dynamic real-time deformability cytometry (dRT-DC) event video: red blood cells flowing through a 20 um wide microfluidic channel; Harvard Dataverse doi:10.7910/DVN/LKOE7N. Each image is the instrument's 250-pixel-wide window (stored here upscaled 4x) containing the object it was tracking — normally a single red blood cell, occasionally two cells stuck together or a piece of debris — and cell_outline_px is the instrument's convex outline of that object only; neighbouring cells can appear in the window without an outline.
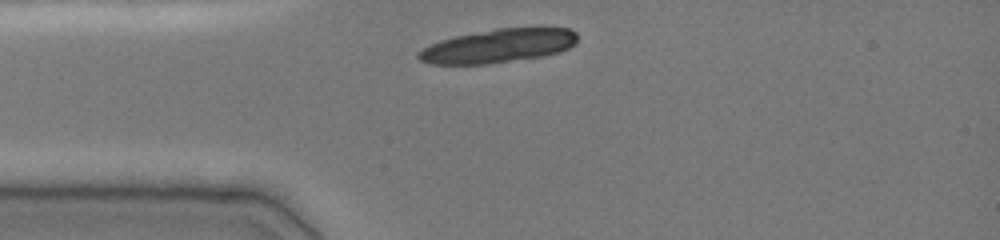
{"species": "common noctule bat (a hibernating species)", "species_latin": "Nyctalus noctula", "temperature_condition": "cold", "stored_images_in_passage": 2, "camera_frame_rate_fps": 3000, "um_per_image_px": 0.085, "animal": {"sex": "female", "body_mass_g": 19.0, "forearm_length_mm": 51.5}, "frame": {"image": 1, "passage_image": 1, "time_ms": 0.0, "image_size_px": [1000, 240], "cell_outline_px": [[576, 44], [560, 52], [544, 56], [488, 64], [428, 64], [420, 60], [416, 56], [416, 52], [440, 40], [456, 36], [496, 28], [568, 28], [576, 32]], "centroid_in_image_um": [42.35, 3.91], "position_along_channel_um": 42.7, "area_um2": 31.15}}